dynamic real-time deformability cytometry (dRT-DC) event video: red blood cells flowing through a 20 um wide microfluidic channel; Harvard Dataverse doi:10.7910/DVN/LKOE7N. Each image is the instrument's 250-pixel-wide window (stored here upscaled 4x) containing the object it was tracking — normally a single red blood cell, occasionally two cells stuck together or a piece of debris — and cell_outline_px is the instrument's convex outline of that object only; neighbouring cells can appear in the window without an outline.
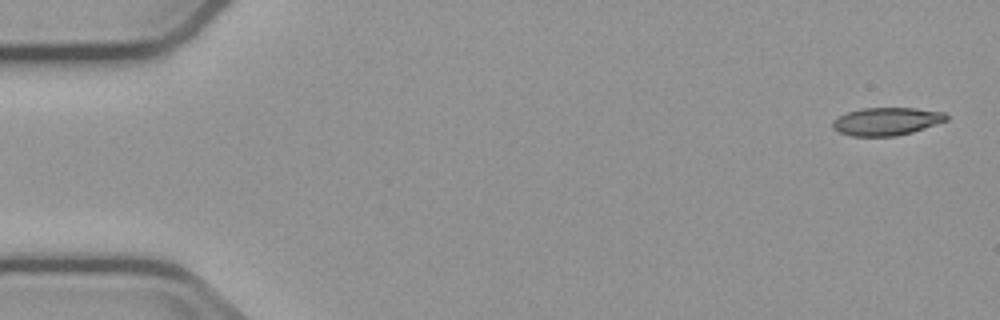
{"species": "common noctule bat (a hibernating species)", "species_latin": "Nyctalus noctula", "temperature_condition": "cold", "stored_images_in_passage": 4, "camera_frame_rate_fps": 3000, "um_per_image_px": 0.085, "animal": {"sex": "male", "body_mass_g": 23.1, "forearm_length_mm": 52.7}, "frame": {"image": 1, "passage_image": 1, "time_ms": 0.0, "image_size_px": [1000, 320], "cell_outline_px": [[948, 120], [912, 132], [896, 136], [852, 136], [840, 132], [832, 128], [832, 120], [848, 112], [860, 108], [916, 108], [944, 112], [948, 116]], "centroid_in_image_um": [75.35, 10.31], "position_along_channel_um": 9.6, "area_um2": 18.44}}
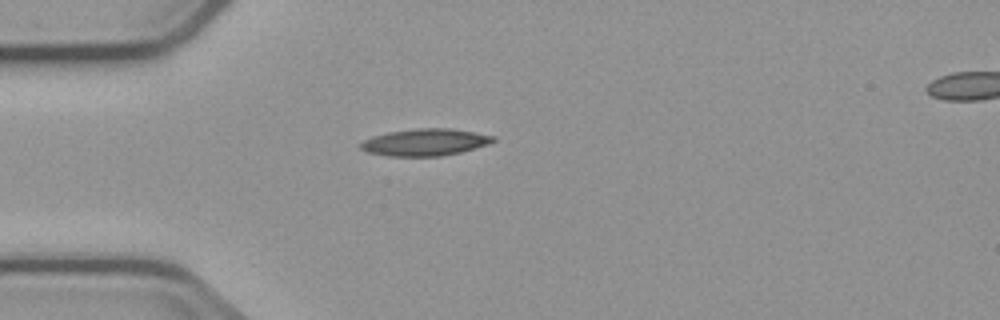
{"frame": {"image": 2, "passage_image": 4, "time_ms": 4.333, "image_size_px": [1000, 320], "cell_outline_px": [[496, 140], [488, 144], [460, 152], [440, 156], [388, 156], [368, 152], [360, 148], [360, 144], [364, 140], [372, 136], [388, 132], [416, 128], [452, 128], [496, 136]], "centroid_in_image_um": [36.14, 12.08], "position_along_channel_um": 48.9, "area_um2": 20.81}}